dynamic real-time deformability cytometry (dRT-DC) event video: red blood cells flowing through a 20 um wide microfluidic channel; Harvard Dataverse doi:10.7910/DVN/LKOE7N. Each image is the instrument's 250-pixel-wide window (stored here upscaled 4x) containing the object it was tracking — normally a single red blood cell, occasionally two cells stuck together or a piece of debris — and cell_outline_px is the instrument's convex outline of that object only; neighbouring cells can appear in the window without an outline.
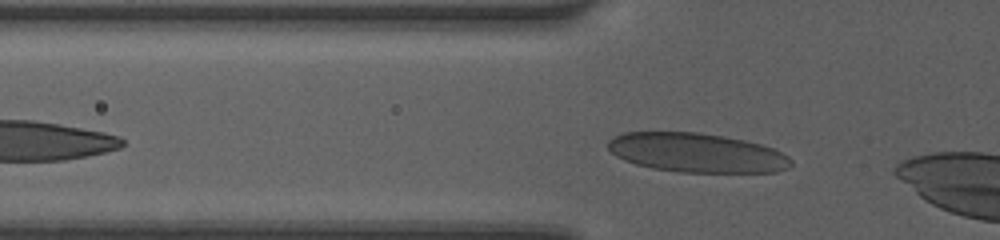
{"species": "human", "species_latin": "Homo sapiens", "temperature_condition": "room temperature", "stored_images_in_passage": 4, "camera_frame_rate_fps": 3000, "um_per_image_px": 0.085, "donor": {"sex": "female"}, "frame": {"image": 1, "passage_image": 2, "time_ms": 0.333, "image_size_px": [1000, 240], "cell_outline_px": [[792, 164], [788, 168], [776, 172], [680, 172], [652, 168], [636, 164], [624, 160], [616, 156], [608, 148], [608, 140], [624, 132], [700, 132], [724, 136], [744, 140], [760, 144], [772, 148], [788, 156], [792, 160]], "centroid_in_image_um": [59.22, 12.98], "position_along_channel_um": 66.6, "area_um2": 41.79}}